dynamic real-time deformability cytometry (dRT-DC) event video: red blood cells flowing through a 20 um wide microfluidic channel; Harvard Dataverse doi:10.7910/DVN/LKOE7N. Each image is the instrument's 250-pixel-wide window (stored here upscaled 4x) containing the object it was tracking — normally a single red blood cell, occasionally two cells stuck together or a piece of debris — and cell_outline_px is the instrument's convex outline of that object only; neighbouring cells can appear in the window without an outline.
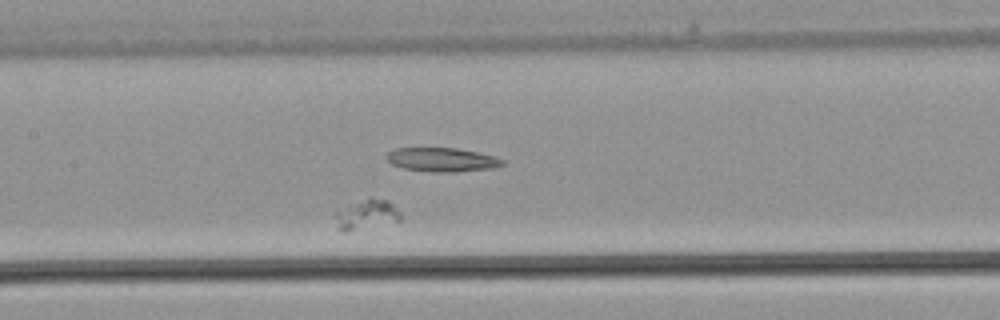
{"species": "common noctule bat (a hibernating species)", "species_latin": "Nyctalus noctula", "temperature_condition": "warm", "stored_images_in_passage": 36, "segment_of_instrument_passage": [2, 2], "camera_frame_rate_fps": 3000, "um_per_image_px": 0.085, "animal": {"sex": "male", "body_mass_g": 21.5, "forearm_length_mm": 52.0}, "frame": {"image": 1, "passage_image": 16, "time_ms": 5.0, "image_size_px": [1000, 320], "cell_outline_px": [[400, 220], [344, 232], [340, 232], [336, 228], [332, 212], [348, 204], [372, 196], [388, 200], [400, 212]], "centroid_in_image_um": [31.04, 18.21], "position_along_channel_um": 176.4, "area_um2": 11.68}}
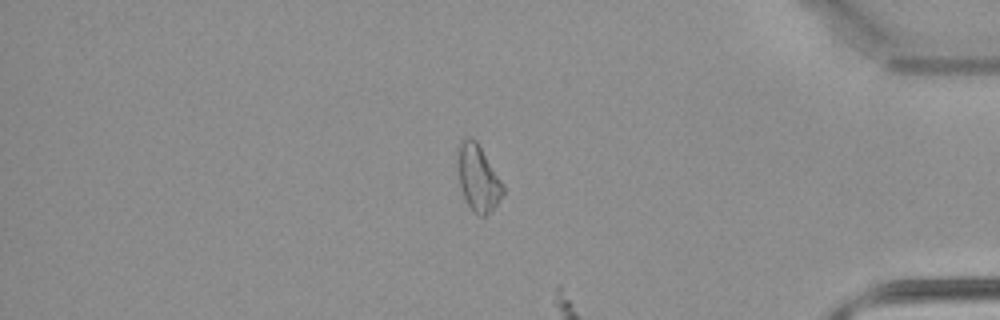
{"frame": {"image": 2, "passage_image": 30, "time_ms": 9.667, "image_size_px": [1000, 320], "cell_outline_px": [[504, 192], [496, 204], [484, 216], [480, 216], [468, 204], [460, 188], [456, 160], [456, 152], [460, 140], [468, 136], [472, 136], [476, 140], [500, 180], [504, 188]], "centroid_in_image_um": [40.57, 15.05], "position_along_channel_um": 394.6, "area_um2": 17.28}}
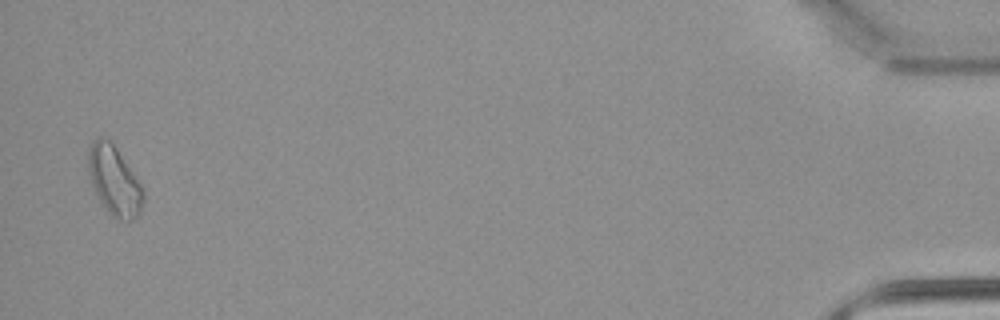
{"frame": {"image": 3, "passage_image": 35, "time_ms": 11.333, "image_size_px": [1000, 320], "cell_outline_px": [[144, 200], [140, 212], [136, 216], [128, 220], [112, 216], [100, 204], [92, 184], [88, 172], [88, 152], [92, 144], [100, 136], [104, 136], [116, 148], [140, 184], [144, 192]], "centroid_in_image_um": [9.69, 15.37], "position_along_channel_um": 425.5, "area_um2": 21.68}}